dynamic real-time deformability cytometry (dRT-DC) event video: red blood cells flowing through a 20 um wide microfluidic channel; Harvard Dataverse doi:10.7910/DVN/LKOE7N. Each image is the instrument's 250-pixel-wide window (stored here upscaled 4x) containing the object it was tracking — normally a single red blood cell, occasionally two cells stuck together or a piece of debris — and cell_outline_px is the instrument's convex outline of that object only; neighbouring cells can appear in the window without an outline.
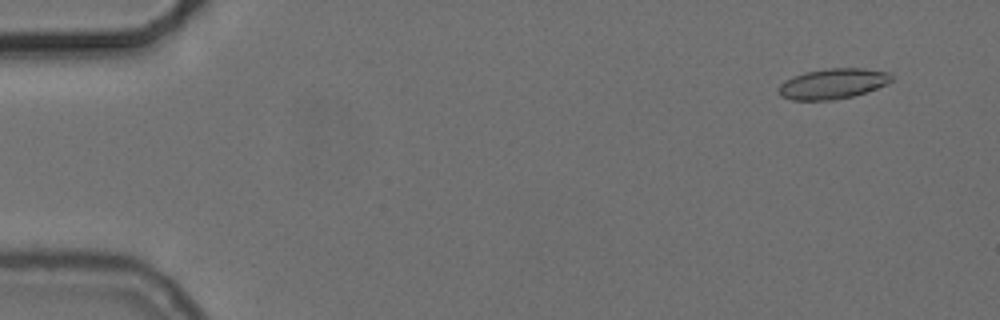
{"species": "common noctule bat (a hibernating species)", "species_latin": "Nyctalus noctula", "temperature_condition": "cold", "stored_images_in_passage": 17, "camera_frame_rate_fps": 3000, "um_per_image_px": 0.085, "animal": {"sex": "female", "body_mass_g": 24.6, "forearm_length_mm": 56.2}, "frame": {"image": 1, "passage_image": 4, "time_ms": 1.0, "image_size_px": [1000, 320], "cell_outline_px": [[892, 80], [876, 88], [852, 96], [832, 100], [792, 100], [780, 96], [776, 88], [784, 80], [804, 72], [828, 68], [864, 68], [888, 72], [892, 76]], "centroid_in_image_um": [70.72, 7.11], "position_along_channel_um": 14.3, "area_um2": 19.94}}